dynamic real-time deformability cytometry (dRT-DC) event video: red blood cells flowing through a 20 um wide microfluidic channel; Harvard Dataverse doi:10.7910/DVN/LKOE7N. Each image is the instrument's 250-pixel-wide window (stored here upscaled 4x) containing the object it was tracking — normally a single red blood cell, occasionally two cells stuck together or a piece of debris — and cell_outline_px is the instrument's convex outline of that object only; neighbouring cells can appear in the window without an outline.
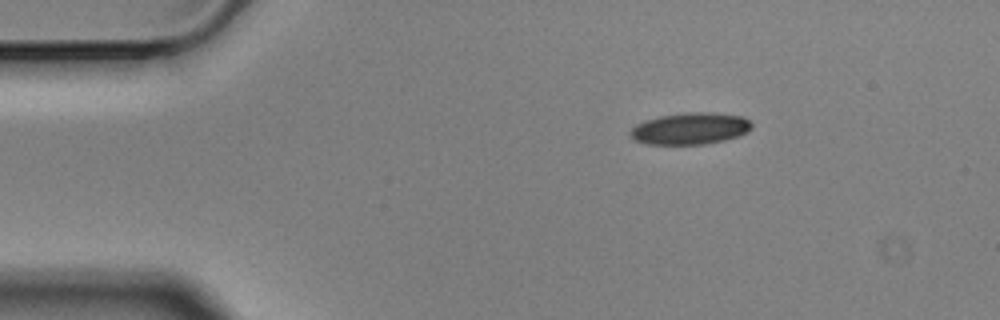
{"species": "Egyptian fruit bat (a non-hibernating species)", "species_latin": "Rousettus aegyptiacus", "temperature_condition": "cold", "stored_images_in_passage": 3, "camera_frame_rate_fps": 3000, "um_per_image_px": 0.085, "animal": {"sex": "male"}, "frame": {"image": 1, "passage_image": 1, "time_ms": 0.0, "image_size_px": [1000, 320], "cell_outline_px": [[752, 128], [748, 132], [724, 140], [704, 144], [644, 144], [636, 140], [628, 132], [636, 124], [644, 120], [660, 116], [688, 112], [712, 112], [744, 116], [752, 124]], "centroid_in_image_um": [58.67, 10.92], "position_along_channel_um": 26.3, "area_um2": 22.48}}